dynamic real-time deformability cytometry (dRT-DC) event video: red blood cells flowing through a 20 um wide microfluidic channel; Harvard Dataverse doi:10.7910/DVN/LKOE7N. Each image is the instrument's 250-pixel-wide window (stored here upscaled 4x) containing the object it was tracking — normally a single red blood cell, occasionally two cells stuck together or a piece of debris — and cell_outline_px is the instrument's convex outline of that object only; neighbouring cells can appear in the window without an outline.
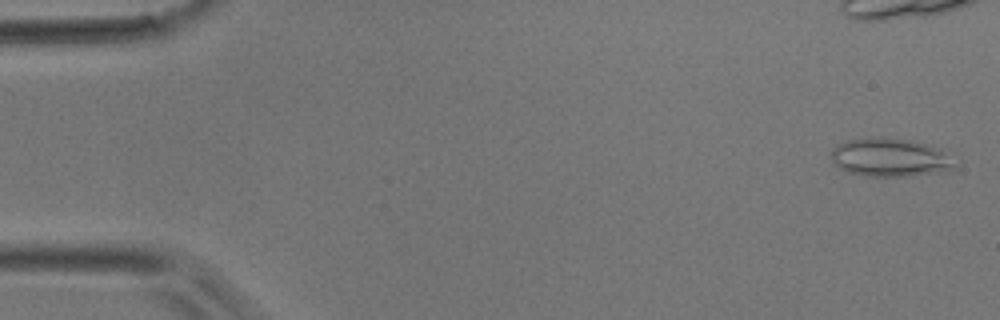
{"species": "common noctule bat (a hibernating species)", "species_latin": "Nyctalus noctula", "temperature_condition": "room temperature", "stored_images_in_passage": 4, "camera_frame_rate_fps": 3000, "um_per_image_px": 0.085, "animal": {"sex": "male", "body_mass_g": 17.9}, "frame": {"image": 1, "passage_image": 1, "time_ms": 0.0, "image_size_px": [1000, 320], "cell_outline_px": [[956, 168], [944, 172], [904, 176], [868, 176], [848, 172], [840, 168], [828, 156], [832, 148], [836, 144], [848, 140], [884, 136], [912, 140], [924, 144], [944, 152], [956, 164]], "centroid_in_image_um": [75.61, 13.38], "position_along_channel_um": 9.4, "area_um2": 27.69}}